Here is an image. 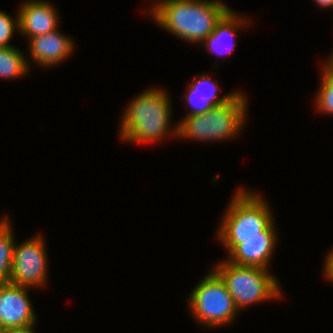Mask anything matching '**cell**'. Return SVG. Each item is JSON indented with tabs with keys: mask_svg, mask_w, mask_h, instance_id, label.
Here are the masks:
<instances>
[{
	"mask_svg": "<svg viewBox=\"0 0 333 333\" xmlns=\"http://www.w3.org/2000/svg\"><path fill=\"white\" fill-rule=\"evenodd\" d=\"M153 3L150 14L157 25L180 39L203 42L231 9L222 0H162Z\"/></svg>",
	"mask_w": 333,
	"mask_h": 333,
	"instance_id": "obj_1",
	"label": "cell"
},
{
	"mask_svg": "<svg viewBox=\"0 0 333 333\" xmlns=\"http://www.w3.org/2000/svg\"><path fill=\"white\" fill-rule=\"evenodd\" d=\"M272 215L264 197L239 188L228 204L217 239L229 254L239 244V238L277 237Z\"/></svg>",
	"mask_w": 333,
	"mask_h": 333,
	"instance_id": "obj_2",
	"label": "cell"
},
{
	"mask_svg": "<svg viewBox=\"0 0 333 333\" xmlns=\"http://www.w3.org/2000/svg\"><path fill=\"white\" fill-rule=\"evenodd\" d=\"M165 90L150 88L134 98L122 115L120 137L132 143L160 142L171 131L177 136V125L170 126L171 102ZM171 129V130H170Z\"/></svg>",
	"mask_w": 333,
	"mask_h": 333,
	"instance_id": "obj_3",
	"label": "cell"
},
{
	"mask_svg": "<svg viewBox=\"0 0 333 333\" xmlns=\"http://www.w3.org/2000/svg\"><path fill=\"white\" fill-rule=\"evenodd\" d=\"M247 100L237 92L228 102L203 114L186 116L177 124V138L223 141L240 133L246 121Z\"/></svg>",
	"mask_w": 333,
	"mask_h": 333,
	"instance_id": "obj_4",
	"label": "cell"
},
{
	"mask_svg": "<svg viewBox=\"0 0 333 333\" xmlns=\"http://www.w3.org/2000/svg\"><path fill=\"white\" fill-rule=\"evenodd\" d=\"M213 270L221 277L239 311L249 305L281 297L280 283L269 269L239 266L223 260Z\"/></svg>",
	"mask_w": 333,
	"mask_h": 333,
	"instance_id": "obj_5",
	"label": "cell"
},
{
	"mask_svg": "<svg viewBox=\"0 0 333 333\" xmlns=\"http://www.w3.org/2000/svg\"><path fill=\"white\" fill-rule=\"evenodd\" d=\"M188 299L194 317L205 327L225 326L238 313L226 284L214 270L201 279Z\"/></svg>",
	"mask_w": 333,
	"mask_h": 333,
	"instance_id": "obj_6",
	"label": "cell"
},
{
	"mask_svg": "<svg viewBox=\"0 0 333 333\" xmlns=\"http://www.w3.org/2000/svg\"><path fill=\"white\" fill-rule=\"evenodd\" d=\"M42 236L36 235L14 246L10 283L25 287H42L47 281V249Z\"/></svg>",
	"mask_w": 333,
	"mask_h": 333,
	"instance_id": "obj_7",
	"label": "cell"
},
{
	"mask_svg": "<svg viewBox=\"0 0 333 333\" xmlns=\"http://www.w3.org/2000/svg\"><path fill=\"white\" fill-rule=\"evenodd\" d=\"M28 288L10 282L0 284V324L4 329L35 324Z\"/></svg>",
	"mask_w": 333,
	"mask_h": 333,
	"instance_id": "obj_8",
	"label": "cell"
},
{
	"mask_svg": "<svg viewBox=\"0 0 333 333\" xmlns=\"http://www.w3.org/2000/svg\"><path fill=\"white\" fill-rule=\"evenodd\" d=\"M19 31L28 40L58 29V13L51 3L44 0H28L18 8Z\"/></svg>",
	"mask_w": 333,
	"mask_h": 333,
	"instance_id": "obj_9",
	"label": "cell"
},
{
	"mask_svg": "<svg viewBox=\"0 0 333 333\" xmlns=\"http://www.w3.org/2000/svg\"><path fill=\"white\" fill-rule=\"evenodd\" d=\"M74 42L56 29L29 39L30 56L40 67L55 66L70 57Z\"/></svg>",
	"mask_w": 333,
	"mask_h": 333,
	"instance_id": "obj_10",
	"label": "cell"
},
{
	"mask_svg": "<svg viewBox=\"0 0 333 333\" xmlns=\"http://www.w3.org/2000/svg\"><path fill=\"white\" fill-rule=\"evenodd\" d=\"M277 237L239 238V244L229 253L227 261L239 266L268 269Z\"/></svg>",
	"mask_w": 333,
	"mask_h": 333,
	"instance_id": "obj_11",
	"label": "cell"
},
{
	"mask_svg": "<svg viewBox=\"0 0 333 333\" xmlns=\"http://www.w3.org/2000/svg\"><path fill=\"white\" fill-rule=\"evenodd\" d=\"M188 88L184 100H186L187 105L191 106L192 109L186 116L203 114L214 106L228 102L237 93L235 91L218 97L217 82L203 74L195 78L193 83L189 84Z\"/></svg>",
	"mask_w": 333,
	"mask_h": 333,
	"instance_id": "obj_12",
	"label": "cell"
},
{
	"mask_svg": "<svg viewBox=\"0 0 333 333\" xmlns=\"http://www.w3.org/2000/svg\"><path fill=\"white\" fill-rule=\"evenodd\" d=\"M235 13L236 12L230 9L216 24L213 32L202 42V44L205 45V48L213 54L216 53L220 56L223 54H231L236 44L234 38L237 33V29L250 22L248 21L249 18L247 19L243 17L242 19L241 16L239 17ZM227 39L229 42L223 41ZM230 40L232 41L230 42ZM224 42L226 43L224 44Z\"/></svg>",
	"mask_w": 333,
	"mask_h": 333,
	"instance_id": "obj_13",
	"label": "cell"
},
{
	"mask_svg": "<svg viewBox=\"0 0 333 333\" xmlns=\"http://www.w3.org/2000/svg\"><path fill=\"white\" fill-rule=\"evenodd\" d=\"M10 221L4 217L0 221V284L9 283L12 273L14 233Z\"/></svg>",
	"mask_w": 333,
	"mask_h": 333,
	"instance_id": "obj_14",
	"label": "cell"
},
{
	"mask_svg": "<svg viewBox=\"0 0 333 333\" xmlns=\"http://www.w3.org/2000/svg\"><path fill=\"white\" fill-rule=\"evenodd\" d=\"M28 60L17 47L0 48V77L18 78L30 72Z\"/></svg>",
	"mask_w": 333,
	"mask_h": 333,
	"instance_id": "obj_15",
	"label": "cell"
},
{
	"mask_svg": "<svg viewBox=\"0 0 333 333\" xmlns=\"http://www.w3.org/2000/svg\"><path fill=\"white\" fill-rule=\"evenodd\" d=\"M322 69V80L316 94L315 107L326 115H333V72L325 65Z\"/></svg>",
	"mask_w": 333,
	"mask_h": 333,
	"instance_id": "obj_16",
	"label": "cell"
},
{
	"mask_svg": "<svg viewBox=\"0 0 333 333\" xmlns=\"http://www.w3.org/2000/svg\"><path fill=\"white\" fill-rule=\"evenodd\" d=\"M16 30L19 31V14L17 13L14 19L6 12L0 11V48L12 46L11 37Z\"/></svg>",
	"mask_w": 333,
	"mask_h": 333,
	"instance_id": "obj_17",
	"label": "cell"
},
{
	"mask_svg": "<svg viewBox=\"0 0 333 333\" xmlns=\"http://www.w3.org/2000/svg\"><path fill=\"white\" fill-rule=\"evenodd\" d=\"M324 266V276H326L330 282H333V249L326 257Z\"/></svg>",
	"mask_w": 333,
	"mask_h": 333,
	"instance_id": "obj_18",
	"label": "cell"
},
{
	"mask_svg": "<svg viewBox=\"0 0 333 333\" xmlns=\"http://www.w3.org/2000/svg\"><path fill=\"white\" fill-rule=\"evenodd\" d=\"M34 324L29 325L26 327H10V328H5L3 333H35L34 332Z\"/></svg>",
	"mask_w": 333,
	"mask_h": 333,
	"instance_id": "obj_19",
	"label": "cell"
},
{
	"mask_svg": "<svg viewBox=\"0 0 333 333\" xmlns=\"http://www.w3.org/2000/svg\"><path fill=\"white\" fill-rule=\"evenodd\" d=\"M315 2L322 8H333V0H315Z\"/></svg>",
	"mask_w": 333,
	"mask_h": 333,
	"instance_id": "obj_20",
	"label": "cell"
},
{
	"mask_svg": "<svg viewBox=\"0 0 333 333\" xmlns=\"http://www.w3.org/2000/svg\"><path fill=\"white\" fill-rule=\"evenodd\" d=\"M326 61L327 62L323 65H325L329 70L333 72V52L331 53V56L329 55V59Z\"/></svg>",
	"mask_w": 333,
	"mask_h": 333,
	"instance_id": "obj_21",
	"label": "cell"
},
{
	"mask_svg": "<svg viewBox=\"0 0 333 333\" xmlns=\"http://www.w3.org/2000/svg\"><path fill=\"white\" fill-rule=\"evenodd\" d=\"M3 332H4V328L0 324V333H3Z\"/></svg>",
	"mask_w": 333,
	"mask_h": 333,
	"instance_id": "obj_22",
	"label": "cell"
}]
</instances>
